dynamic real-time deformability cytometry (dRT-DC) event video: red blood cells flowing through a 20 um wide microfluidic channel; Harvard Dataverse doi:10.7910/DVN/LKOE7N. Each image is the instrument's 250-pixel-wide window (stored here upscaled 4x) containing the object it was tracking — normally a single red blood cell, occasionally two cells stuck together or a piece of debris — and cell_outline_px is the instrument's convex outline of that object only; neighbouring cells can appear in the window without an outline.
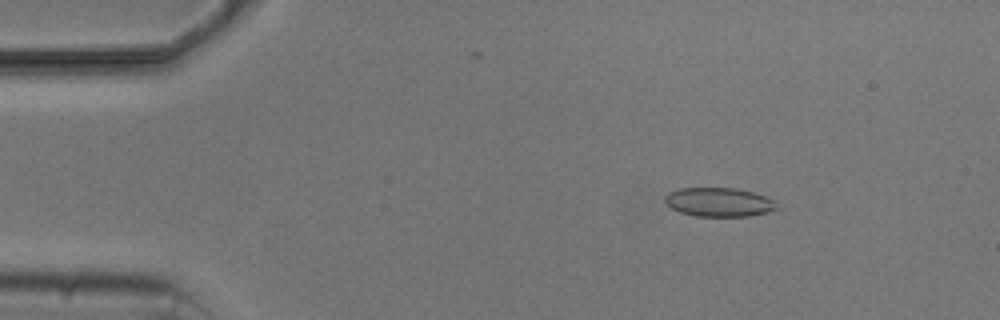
{"species": "common noctule bat (a hibernating species)", "species_latin": "Nyctalus noctula", "temperature_condition": "cold", "stored_images_in_passage": 5, "camera_frame_rate_fps": 3000, "um_per_image_px": 0.085, "animal": {"sex": "male", "body_mass_g": 20.5, "forearm_length_mm": 52.5}, "frame": {"image": 1, "passage_image": 2, "time_ms": 1.333, "image_size_px": [1000, 320], "cell_outline_px": [[776, 208], [768, 212], [748, 216], [696, 216], [680, 212], [672, 208], [664, 200], [664, 196], [668, 192], [680, 188], [736, 188], [752, 192], [764, 196], [772, 200]], "centroid_in_image_um": [61.05, 17.17], "position_along_channel_um": 23.9, "area_um2": 18.61}}
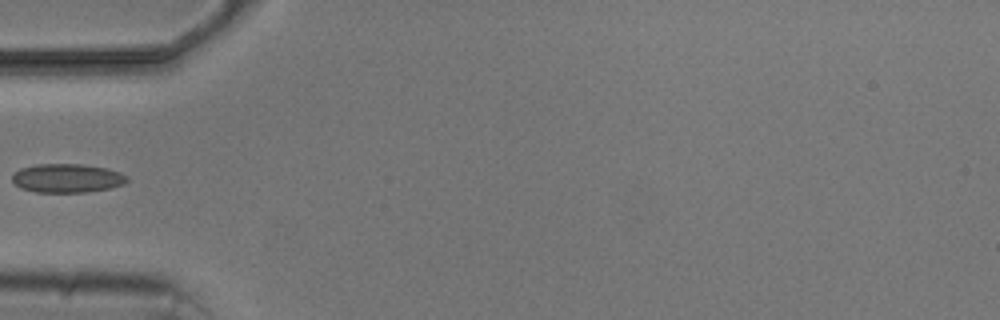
{"frame": {"image": 2, "passage_image": 4, "time_ms": 4.667, "image_size_px": [1000, 320], "cell_outline_px": [[128, 180], [124, 184], [108, 188], [88, 192], [36, 192], [20, 188], [12, 180], [12, 172], [20, 168], [36, 164], [80, 164], [108, 168], [120, 172], [128, 176]], "centroid_in_image_um": [5.69, 15.14], "position_along_channel_um": 79.3, "area_um2": 19.42}}
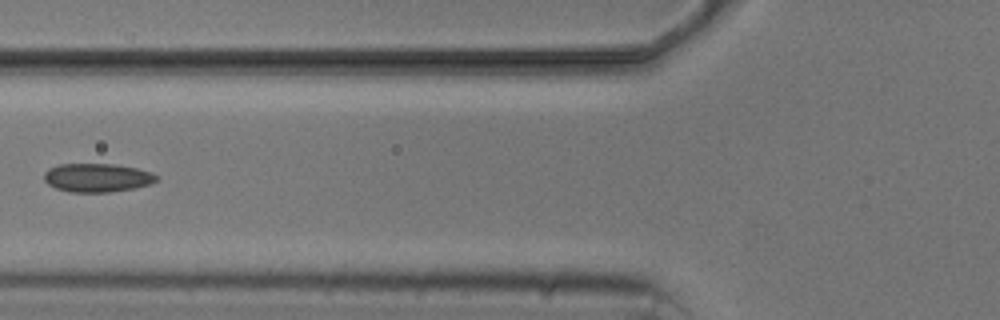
{"frame": {"image": 3, "passage_image": 5, "time_ms": 5.667, "image_size_px": [1000, 320], "cell_outline_px": [[160, 176], [156, 180], [148, 184], [136, 188], [112, 192], [68, 192], [56, 188], [48, 184], [44, 180], [44, 172], [48, 168], [60, 164], [116, 164], [136, 168], [152, 172]], "centroid_in_image_um": [8.26, 15.1], "position_along_channel_um": 117.5, "area_um2": 18.9}}